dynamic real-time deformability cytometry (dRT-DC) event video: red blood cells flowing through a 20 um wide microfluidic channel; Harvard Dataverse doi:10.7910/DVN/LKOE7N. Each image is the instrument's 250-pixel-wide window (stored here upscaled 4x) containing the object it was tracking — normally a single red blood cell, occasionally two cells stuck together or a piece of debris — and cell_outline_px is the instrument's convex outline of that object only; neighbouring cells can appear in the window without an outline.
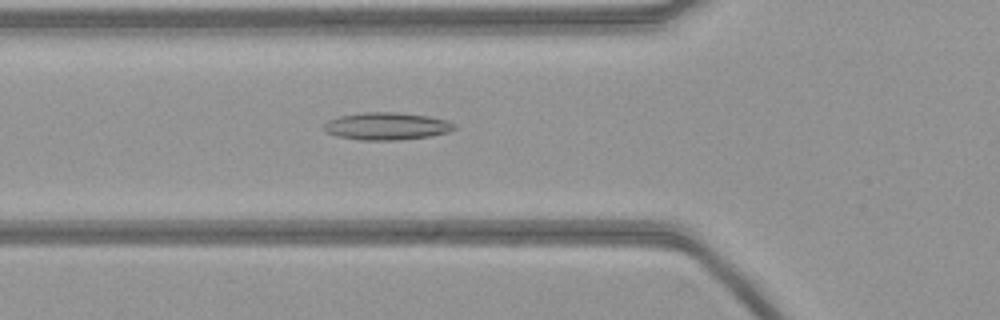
{"species": "common noctule bat (a hibernating species)", "species_latin": "Nyctalus noctula", "temperature_condition": "warm", "stored_images_in_passage": 53, "camera_frame_rate_fps": 3000, "um_per_image_px": 0.085, "animal": {"sex": "female", "body_mass_g": 21.9}, "frame": {"image": 1, "passage_image": 18, "time_ms": 5.667, "image_size_px": [1000, 320], "cell_outline_px": [[456, 128], [448, 132], [428, 136], [400, 140], [360, 140], [336, 136], [324, 132], [324, 124], [328, 120], [340, 116], [364, 112], [396, 112], [428, 116], [448, 120], [456, 124]], "centroid_in_image_um": [32.86, 10.72], "position_along_channel_um": 92.9, "area_um2": 20.92}}
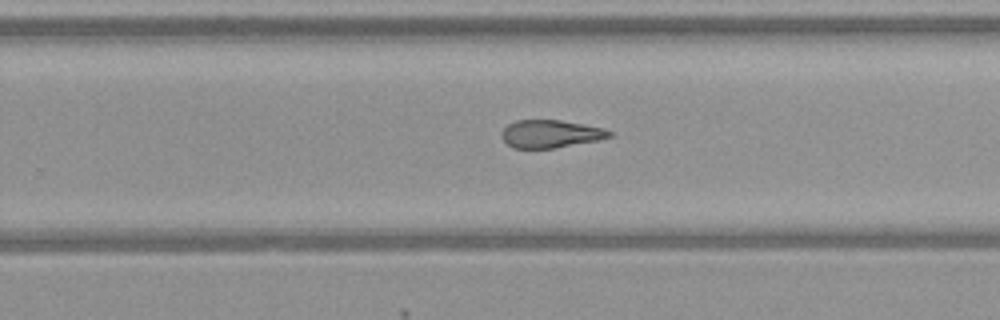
{"frame": {"image": 2, "passage_image": 33, "time_ms": 10.667, "image_size_px": [1000, 320], "cell_outline_px": [[612, 136], [600, 140], [556, 148], [512, 148], [500, 136], [504, 128], [508, 124], [516, 120], [560, 120], [604, 128], [612, 132]], "centroid_in_image_um": [46.8, 11.38], "position_along_channel_um": 283.0, "area_um2": 17.51}}
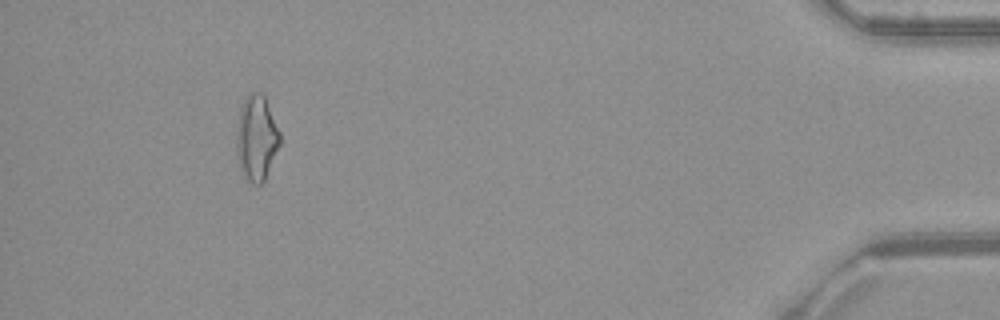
{"frame": {"image": 3, "passage_image": 49, "time_ms": 16.0, "image_size_px": [1000, 320], "cell_outline_px": [[280, 144], [264, 180], [260, 184], [252, 184], [240, 172], [236, 152], [236, 128], [240, 108], [248, 92], [260, 92], [264, 96], [280, 132]], "centroid_in_image_um": [21.77, 11.73], "position_along_channel_um": 413.4, "area_um2": 21.68}}